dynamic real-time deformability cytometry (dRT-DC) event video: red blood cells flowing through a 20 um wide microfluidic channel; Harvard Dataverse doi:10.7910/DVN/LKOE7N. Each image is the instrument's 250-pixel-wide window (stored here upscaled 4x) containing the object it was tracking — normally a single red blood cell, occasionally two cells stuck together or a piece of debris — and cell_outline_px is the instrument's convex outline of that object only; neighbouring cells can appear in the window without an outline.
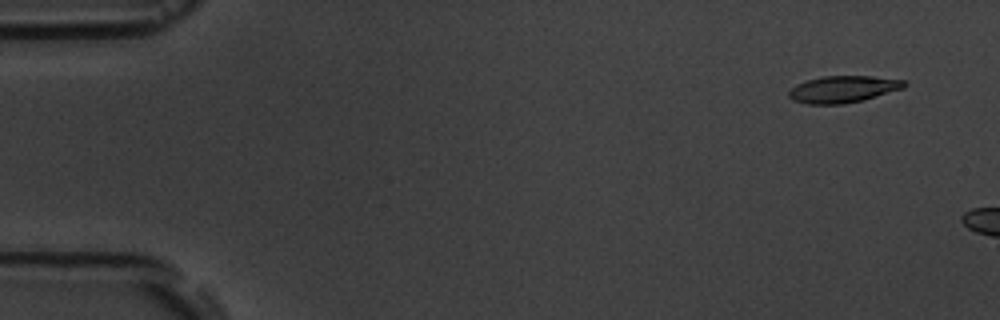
{"species": "common noctule bat (a hibernating species)", "species_latin": "Nyctalus noctula", "temperature_condition": "room temperature", "stored_images_in_passage": 5, "segment_of_instrument_passage": [2, 2], "camera_frame_rate_fps": 3000, "um_per_image_px": 0.085, "animal": {"sex": "male", "body_mass_g": 19.5, "forearm_length_mm": 54.6}, "frame": {"image": 1, "passage_image": 5, "time_ms": 5.667, "image_size_px": [1000, 320], "cell_outline_px": [[908, 84], [904, 88], [864, 100], [844, 104], [808, 104], [792, 100], [788, 96], [788, 92], [796, 84], [820, 76], [872, 76], [904, 80]], "centroid_in_image_um": [71.67, 7.58], "position_along_channel_um": 13.3, "area_um2": 18.15}}